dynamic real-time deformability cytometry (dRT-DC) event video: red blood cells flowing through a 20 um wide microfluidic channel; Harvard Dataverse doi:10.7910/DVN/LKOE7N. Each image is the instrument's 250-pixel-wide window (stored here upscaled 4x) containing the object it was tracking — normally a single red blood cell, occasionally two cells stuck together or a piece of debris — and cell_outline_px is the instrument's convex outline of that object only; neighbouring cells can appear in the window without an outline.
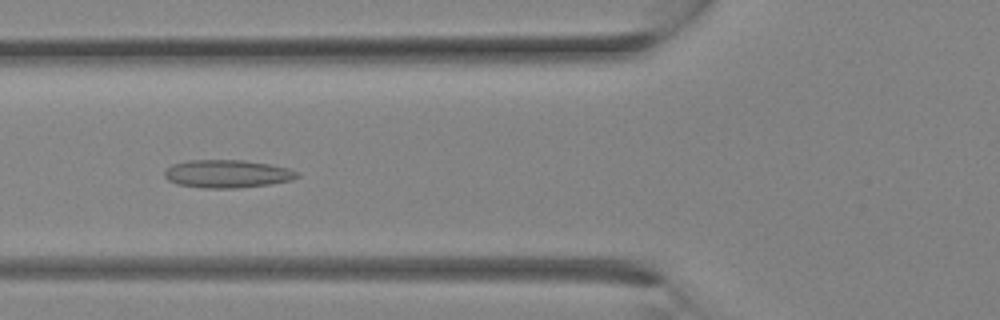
{"species": "Egyptian fruit bat (a non-hibernating species)", "species_latin": "Rousettus aegyptiacus", "temperature_condition": "room temperature", "stored_images_in_passage": 28, "camera_frame_rate_fps": 3000, "um_per_image_px": 0.085, "animal": {"sex": "female"}, "frame": {"image": 1, "passage_image": 10, "time_ms": 3.0, "image_size_px": [1000, 320], "cell_outline_px": [[300, 176], [292, 180], [268, 184], [236, 188], [204, 188], [176, 184], [168, 180], [164, 176], [164, 172], [172, 164], [188, 160], [244, 160], [268, 164], [288, 168], [300, 172]], "centroid_in_image_um": [19.31, 14.77], "position_along_channel_um": 106.5, "area_um2": 21.62}}
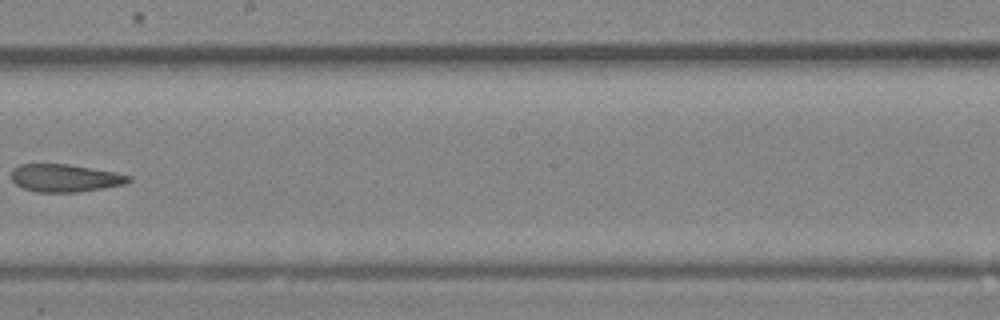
{"frame": {"image": 2, "passage_image": 16, "time_ms": 5.0, "image_size_px": [1000, 320], "cell_outline_px": [[132, 180], [124, 184], [76, 192], [36, 192], [24, 188], [16, 184], [12, 180], [12, 168], [20, 164], [68, 164], [116, 172], [132, 176]], "centroid_in_image_um": [5.52, 15.12], "position_along_channel_um": 242.7, "area_um2": 18.84}}
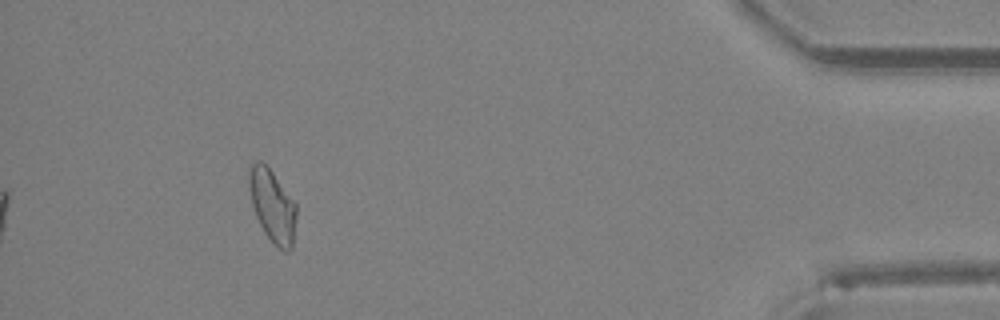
{"frame": {"image": 3, "passage_image": 26, "time_ms": 8.333, "image_size_px": [1000, 320], "cell_outline_px": [[296, 216], [292, 248], [288, 252], [284, 252], [264, 232], [256, 216], [252, 204], [248, 184], [248, 172], [252, 160], [260, 160], [272, 172], [296, 204]], "centroid_in_image_um": [23.14, 17.46], "position_along_channel_um": 412.1, "area_um2": 19.77}}